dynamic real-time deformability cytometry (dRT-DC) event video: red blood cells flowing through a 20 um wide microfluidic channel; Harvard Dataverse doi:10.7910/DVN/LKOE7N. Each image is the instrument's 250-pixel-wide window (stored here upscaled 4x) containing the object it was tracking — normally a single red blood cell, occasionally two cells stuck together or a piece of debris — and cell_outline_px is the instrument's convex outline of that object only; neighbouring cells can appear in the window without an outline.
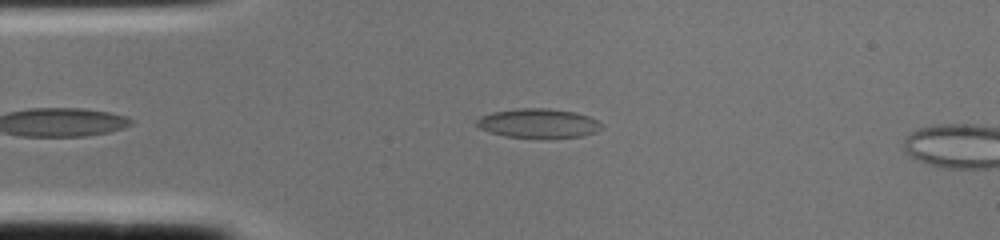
{"species": "common noctule bat (a hibernating species)", "species_latin": "Nyctalus noctula", "temperature_condition": "cold", "stored_images_in_passage": 2, "camera_frame_rate_fps": 3000, "um_per_image_px": 0.085, "animal": {"sex": "female", "body_mass_g": 22.0, "forearm_length_mm": 56.7}, "frame": {"image": 1, "passage_image": 1, "time_ms": 0.0, "image_size_px": [1000, 240], "cell_outline_px": [[604, 124], [596, 132], [580, 136], [548, 140], [504, 136], [480, 128], [476, 124], [476, 120], [480, 116], [492, 112], [516, 108], [548, 108], [576, 112], [588, 116]], "centroid_in_image_um": [45.77, 10.5], "position_along_channel_um": 39.2, "area_um2": 21.85}}